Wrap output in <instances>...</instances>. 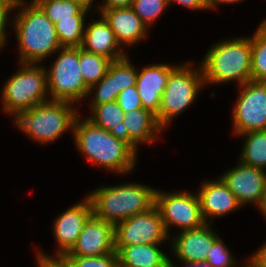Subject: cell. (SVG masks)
Segmentation results:
<instances>
[{
    "mask_svg": "<svg viewBox=\"0 0 266 267\" xmlns=\"http://www.w3.org/2000/svg\"><path fill=\"white\" fill-rule=\"evenodd\" d=\"M72 102L49 100L29 110L19 113L15 122L25 134L34 140L48 143L60 137L65 131L72 130L77 113L70 105Z\"/></svg>",
    "mask_w": 266,
    "mask_h": 267,
    "instance_id": "cell-5",
    "label": "cell"
},
{
    "mask_svg": "<svg viewBox=\"0 0 266 267\" xmlns=\"http://www.w3.org/2000/svg\"><path fill=\"white\" fill-rule=\"evenodd\" d=\"M115 252V226L92 215L67 255L88 257Z\"/></svg>",
    "mask_w": 266,
    "mask_h": 267,
    "instance_id": "cell-13",
    "label": "cell"
},
{
    "mask_svg": "<svg viewBox=\"0 0 266 267\" xmlns=\"http://www.w3.org/2000/svg\"><path fill=\"white\" fill-rule=\"evenodd\" d=\"M17 0H0V47L5 46L6 41V25L8 19V13L15 9V4Z\"/></svg>",
    "mask_w": 266,
    "mask_h": 267,
    "instance_id": "cell-35",
    "label": "cell"
},
{
    "mask_svg": "<svg viewBox=\"0 0 266 267\" xmlns=\"http://www.w3.org/2000/svg\"><path fill=\"white\" fill-rule=\"evenodd\" d=\"M116 101L125 114L130 110L143 108L136 86H132L120 92Z\"/></svg>",
    "mask_w": 266,
    "mask_h": 267,
    "instance_id": "cell-33",
    "label": "cell"
},
{
    "mask_svg": "<svg viewBox=\"0 0 266 267\" xmlns=\"http://www.w3.org/2000/svg\"><path fill=\"white\" fill-rule=\"evenodd\" d=\"M246 267H259V266L255 264L251 259H249V264H247Z\"/></svg>",
    "mask_w": 266,
    "mask_h": 267,
    "instance_id": "cell-42",
    "label": "cell"
},
{
    "mask_svg": "<svg viewBox=\"0 0 266 267\" xmlns=\"http://www.w3.org/2000/svg\"><path fill=\"white\" fill-rule=\"evenodd\" d=\"M197 195L201 214L206 223L211 216H223L241 206L221 177L218 181L204 182Z\"/></svg>",
    "mask_w": 266,
    "mask_h": 267,
    "instance_id": "cell-18",
    "label": "cell"
},
{
    "mask_svg": "<svg viewBox=\"0 0 266 267\" xmlns=\"http://www.w3.org/2000/svg\"><path fill=\"white\" fill-rule=\"evenodd\" d=\"M119 47L114 32L103 16L85 27L81 44L83 50L117 61L126 57Z\"/></svg>",
    "mask_w": 266,
    "mask_h": 267,
    "instance_id": "cell-19",
    "label": "cell"
},
{
    "mask_svg": "<svg viewBox=\"0 0 266 267\" xmlns=\"http://www.w3.org/2000/svg\"><path fill=\"white\" fill-rule=\"evenodd\" d=\"M124 124L129 133V146L137 152L140 143H153L154 137L160 134L162 127L157 117L144 108H136L125 114ZM155 135V136H154Z\"/></svg>",
    "mask_w": 266,
    "mask_h": 267,
    "instance_id": "cell-20",
    "label": "cell"
},
{
    "mask_svg": "<svg viewBox=\"0 0 266 267\" xmlns=\"http://www.w3.org/2000/svg\"><path fill=\"white\" fill-rule=\"evenodd\" d=\"M18 6L22 9L14 20V27L20 63L36 64L59 51L61 45L55 25L42 9L34 1L26 6L24 0H17L14 8L19 9Z\"/></svg>",
    "mask_w": 266,
    "mask_h": 267,
    "instance_id": "cell-2",
    "label": "cell"
},
{
    "mask_svg": "<svg viewBox=\"0 0 266 267\" xmlns=\"http://www.w3.org/2000/svg\"><path fill=\"white\" fill-rule=\"evenodd\" d=\"M239 135H246L239 161L249 166L266 168V130L250 131Z\"/></svg>",
    "mask_w": 266,
    "mask_h": 267,
    "instance_id": "cell-24",
    "label": "cell"
},
{
    "mask_svg": "<svg viewBox=\"0 0 266 267\" xmlns=\"http://www.w3.org/2000/svg\"><path fill=\"white\" fill-rule=\"evenodd\" d=\"M85 4L91 6L92 2H94V0H82Z\"/></svg>",
    "mask_w": 266,
    "mask_h": 267,
    "instance_id": "cell-43",
    "label": "cell"
},
{
    "mask_svg": "<svg viewBox=\"0 0 266 267\" xmlns=\"http://www.w3.org/2000/svg\"><path fill=\"white\" fill-rule=\"evenodd\" d=\"M159 244L115 246L119 265L129 267H169V258Z\"/></svg>",
    "mask_w": 266,
    "mask_h": 267,
    "instance_id": "cell-21",
    "label": "cell"
},
{
    "mask_svg": "<svg viewBox=\"0 0 266 267\" xmlns=\"http://www.w3.org/2000/svg\"><path fill=\"white\" fill-rule=\"evenodd\" d=\"M95 86L97 90L91 105H100L115 101L114 61L109 65L106 75L98 83L89 88L88 95L91 94L92 90L94 91Z\"/></svg>",
    "mask_w": 266,
    "mask_h": 267,
    "instance_id": "cell-29",
    "label": "cell"
},
{
    "mask_svg": "<svg viewBox=\"0 0 266 267\" xmlns=\"http://www.w3.org/2000/svg\"><path fill=\"white\" fill-rule=\"evenodd\" d=\"M74 267H118V254L108 253L100 256H69Z\"/></svg>",
    "mask_w": 266,
    "mask_h": 267,
    "instance_id": "cell-31",
    "label": "cell"
},
{
    "mask_svg": "<svg viewBox=\"0 0 266 267\" xmlns=\"http://www.w3.org/2000/svg\"><path fill=\"white\" fill-rule=\"evenodd\" d=\"M191 63L177 66L169 75L161 97L157 121L165 128L171 119L184 111L196 98L204 83L202 68L193 70ZM190 66V67H189Z\"/></svg>",
    "mask_w": 266,
    "mask_h": 267,
    "instance_id": "cell-7",
    "label": "cell"
},
{
    "mask_svg": "<svg viewBox=\"0 0 266 267\" xmlns=\"http://www.w3.org/2000/svg\"><path fill=\"white\" fill-rule=\"evenodd\" d=\"M222 180L235 195L238 203L252 202L259 206L266 192V173L264 169L239 162L238 166L227 171Z\"/></svg>",
    "mask_w": 266,
    "mask_h": 267,
    "instance_id": "cell-12",
    "label": "cell"
},
{
    "mask_svg": "<svg viewBox=\"0 0 266 267\" xmlns=\"http://www.w3.org/2000/svg\"><path fill=\"white\" fill-rule=\"evenodd\" d=\"M101 16L114 32L117 42L132 45L147 37V26L131 8L104 9Z\"/></svg>",
    "mask_w": 266,
    "mask_h": 267,
    "instance_id": "cell-17",
    "label": "cell"
},
{
    "mask_svg": "<svg viewBox=\"0 0 266 267\" xmlns=\"http://www.w3.org/2000/svg\"><path fill=\"white\" fill-rule=\"evenodd\" d=\"M92 115L87 118L97 127L109 131L114 137L126 142L129 145V133L123 122L125 113L117 101L91 105Z\"/></svg>",
    "mask_w": 266,
    "mask_h": 267,
    "instance_id": "cell-22",
    "label": "cell"
},
{
    "mask_svg": "<svg viewBox=\"0 0 266 267\" xmlns=\"http://www.w3.org/2000/svg\"><path fill=\"white\" fill-rule=\"evenodd\" d=\"M250 259L259 267H266V243Z\"/></svg>",
    "mask_w": 266,
    "mask_h": 267,
    "instance_id": "cell-38",
    "label": "cell"
},
{
    "mask_svg": "<svg viewBox=\"0 0 266 267\" xmlns=\"http://www.w3.org/2000/svg\"><path fill=\"white\" fill-rule=\"evenodd\" d=\"M85 16H73V19L60 20L55 25L61 47H81Z\"/></svg>",
    "mask_w": 266,
    "mask_h": 267,
    "instance_id": "cell-27",
    "label": "cell"
},
{
    "mask_svg": "<svg viewBox=\"0 0 266 267\" xmlns=\"http://www.w3.org/2000/svg\"><path fill=\"white\" fill-rule=\"evenodd\" d=\"M5 83L2 92L4 111L19 113L51 100L47 99V72L36 64H26Z\"/></svg>",
    "mask_w": 266,
    "mask_h": 267,
    "instance_id": "cell-6",
    "label": "cell"
},
{
    "mask_svg": "<svg viewBox=\"0 0 266 267\" xmlns=\"http://www.w3.org/2000/svg\"><path fill=\"white\" fill-rule=\"evenodd\" d=\"M93 215L90 199L73 205L60 214L54 223V235L59 249L57 254H67L76 244L85 223Z\"/></svg>",
    "mask_w": 266,
    "mask_h": 267,
    "instance_id": "cell-14",
    "label": "cell"
},
{
    "mask_svg": "<svg viewBox=\"0 0 266 267\" xmlns=\"http://www.w3.org/2000/svg\"><path fill=\"white\" fill-rule=\"evenodd\" d=\"M72 131L78 150L93 164L119 173L130 172L134 168L137 153L109 131L97 127L87 118L79 122L78 116Z\"/></svg>",
    "mask_w": 266,
    "mask_h": 267,
    "instance_id": "cell-1",
    "label": "cell"
},
{
    "mask_svg": "<svg viewBox=\"0 0 266 267\" xmlns=\"http://www.w3.org/2000/svg\"><path fill=\"white\" fill-rule=\"evenodd\" d=\"M235 259L230 255L229 250L223 245L221 238H217L207 255L206 261L212 267H234Z\"/></svg>",
    "mask_w": 266,
    "mask_h": 267,
    "instance_id": "cell-32",
    "label": "cell"
},
{
    "mask_svg": "<svg viewBox=\"0 0 266 267\" xmlns=\"http://www.w3.org/2000/svg\"><path fill=\"white\" fill-rule=\"evenodd\" d=\"M39 267H74L71 258L67 254H56L55 258L38 252Z\"/></svg>",
    "mask_w": 266,
    "mask_h": 267,
    "instance_id": "cell-34",
    "label": "cell"
},
{
    "mask_svg": "<svg viewBox=\"0 0 266 267\" xmlns=\"http://www.w3.org/2000/svg\"><path fill=\"white\" fill-rule=\"evenodd\" d=\"M241 0H207L209 9L216 7L218 3H236Z\"/></svg>",
    "mask_w": 266,
    "mask_h": 267,
    "instance_id": "cell-40",
    "label": "cell"
},
{
    "mask_svg": "<svg viewBox=\"0 0 266 267\" xmlns=\"http://www.w3.org/2000/svg\"><path fill=\"white\" fill-rule=\"evenodd\" d=\"M172 1L182 4L183 6H187L188 8L193 10L209 9L207 0H167L168 5Z\"/></svg>",
    "mask_w": 266,
    "mask_h": 267,
    "instance_id": "cell-36",
    "label": "cell"
},
{
    "mask_svg": "<svg viewBox=\"0 0 266 267\" xmlns=\"http://www.w3.org/2000/svg\"><path fill=\"white\" fill-rule=\"evenodd\" d=\"M181 233V234H180ZM173 238V252L181 261H206L217 234L206 223L202 227L181 231Z\"/></svg>",
    "mask_w": 266,
    "mask_h": 267,
    "instance_id": "cell-16",
    "label": "cell"
},
{
    "mask_svg": "<svg viewBox=\"0 0 266 267\" xmlns=\"http://www.w3.org/2000/svg\"><path fill=\"white\" fill-rule=\"evenodd\" d=\"M186 267H212L207 261H197V262H190V261H183ZM169 267H176L173 265L172 261L169 258Z\"/></svg>",
    "mask_w": 266,
    "mask_h": 267,
    "instance_id": "cell-39",
    "label": "cell"
},
{
    "mask_svg": "<svg viewBox=\"0 0 266 267\" xmlns=\"http://www.w3.org/2000/svg\"><path fill=\"white\" fill-rule=\"evenodd\" d=\"M137 74V70L130 64L127 57L114 61L115 100L120 92L136 86Z\"/></svg>",
    "mask_w": 266,
    "mask_h": 267,
    "instance_id": "cell-28",
    "label": "cell"
},
{
    "mask_svg": "<svg viewBox=\"0 0 266 267\" xmlns=\"http://www.w3.org/2000/svg\"><path fill=\"white\" fill-rule=\"evenodd\" d=\"M56 23L60 20L73 19V16H85L91 6L82 0H33Z\"/></svg>",
    "mask_w": 266,
    "mask_h": 267,
    "instance_id": "cell-23",
    "label": "cell"
},
{
    "mask_svg": "<svg viewBox=\"0 0 266 267\" xmlns=\"http://www.w3.org/2000/svg\"><path fill=\"white\" fill-rule=\"evenodd\" d=\"M167 6V0H133L131 8L148 27Z\"/></svg>",
    "mask_w": 266,
    "mask_h": 267,
    "instance_id": "cell-30",
    "label": "cell"
},
{
    "mask_svg": "<svg viewBox=\"0 0 266 267\" xmlns=\"http://www.w3.org/2000/svg\"><path fill=\"white\" fill-rule=\"evenodd\" d=\"M240 88L233 109L235 134L266 130V82L249 81Z\"/></svg>",
    "mask_w": 266,
    "mask_h": 267,
    "instance_id": "cell-11",
    "label": "cell"
},
{
    "mask_svg": "<svg viewBox=\"0 0 266 267\" xmlns=\"http://www.w3.org/2000/svg\"><path fill=\"white\" fill-rule=\"evenodd\" d=\"M252 81L266 82V20H263L259 28L251 38Z\"/></svg>",
    "mask_w": 266,
    "mask_h": 267,
    "instance_id": "cell-25",
    "label": "cell"
},
{
    "mask_svg": "<svg viewBox=\"0 0 266 267\" xmlns=\"http://www.w3.org/2000/svg\"><path fill=\"white\" fill-rule=\"evenodd\" d=\"M251 61V38H235L213 45L199 67L206 84L236 80L241 86L252 81Z\"/></svg>",
    "mask_w": 266,
    "mask_h": 267,
    "instance_id": "cell-4",
    "label": "cell"
},
{
    "mask_svg": "<svg viewBox=\"0 0 266 267\" xmlns=\"http://www.w3.org/2000/svg\"><path fill=\"white\" fill-rule=\"evenodd\" d=\"M53 66L46 69L51 100L78 102L88 96L89 87L80 71V47H61Z\"/></svg>",
    "mask_w": 266,
    "mask_h": 267,
    "instance_id": "cell-8",
    "label": "cell"
},
{
    "mask_svg": "<svg viewBox=\"0 0 266 267\" xmlns=\"http://www.w3.org/2000/svg\"><path fill=\"white\" fill-rule=\"evenodd\" d=\"M156 190L142 184L131 183L104 187L87 196L93 215L113 226L133 215L143 213L155 205Z\"/></svg>",
    "mask_w": 266,
    "mask_h": 267,
    "instance_id": "cell-3",
    "label": "cell"
},
{
    "mask_svg": "<svg viewBox=\"0 0 266 267\" xmlns=\"http://www.w3.org/2000/svg\"><path fill=\"white\" fill-rule=\"evenodd\" d=\"M176 67L169 64H154L144 67L137 74L136 89L141 98L142 107L156 116L168 77Z\"/></svg>",
    "mask_w": 266,
    "mask_h": 267,
    "instance_id": "cell-15",
    "label": "cell"
},
{
    "mask_svg": "<svg viewBox=\"0 0 266 267\" xmlns=\"http://www.w3.org/2000/svg\"><path fill=\"white\" fill-rule=\"evenodd\" d=\"M155 205L160 211L167 234L171 225L179 226L181 231H184L206 224L201 214L199 197L196 194L182 191L168 194L156 189Z\"/></svg>",
    "mask_w": 266,
    "mask_h": 267,
    "instance_id": "cell-9",
    "label": "cell"
},
{
    "mask_svg": "<svg viewBox=\"0 0 266 267\" xmlns=\"http://www.w3.org/2000/svg\"><path fill=\"white\" fill-rule=\"evenodd\" d=\"M167 238L162 216L156 205L115 226V246L161 244Z\"/></svg>",
    "mask_w": 266,
    "mask_h": 267,
    "instance_id": "cell-10",
    "label": "cell"
},
{
    "mask_svg": "<svg viewBox=\"0 0 266 267\" xmlns=\"http://www.w3.org/2000/svg\"><path fill=\"white\" fill-rule=\"evenodd\" d=\"M258 207H259L260 211L264 214L263 216H265V218H266V192H265V194L262 198V201Z\"/></svg>",
    "mask_w": 266,
    "mask_h": 267,
    "instance_id": "cell-41",
    "label": "cell"
},
{
    "mask_svg": "<svg viewBox=\"0 0 266 267\" xmlns=\"http://www.w3.org/2000/svg\"><path fill=\"white\" fill-rule=\"evenodd\" d=\"M111 62L104 56L87 52L80 47V71L89 88L106 75Z\"/></svg>",
    "mask_w": 266,
    "mask_h": 267,
    "instance_id": "cell-26",
    "label": "cell"
},
{
    "mask_svg": "<svg viewBox=\"0 0 266 267\" xmlns=\"http://www.w3.org/2000/svg\"><path fill=\"white\" fill-rule=\"evenodd\" d=\"M133 0H104V4L101 5V11L104 9L114 8H128L131 7Z\"/></svg>",
    "mask_w": 266,
    "mask_h": 267,
    "instance_id": "cell-37",
    "label": "cell"
}]
</instances>
